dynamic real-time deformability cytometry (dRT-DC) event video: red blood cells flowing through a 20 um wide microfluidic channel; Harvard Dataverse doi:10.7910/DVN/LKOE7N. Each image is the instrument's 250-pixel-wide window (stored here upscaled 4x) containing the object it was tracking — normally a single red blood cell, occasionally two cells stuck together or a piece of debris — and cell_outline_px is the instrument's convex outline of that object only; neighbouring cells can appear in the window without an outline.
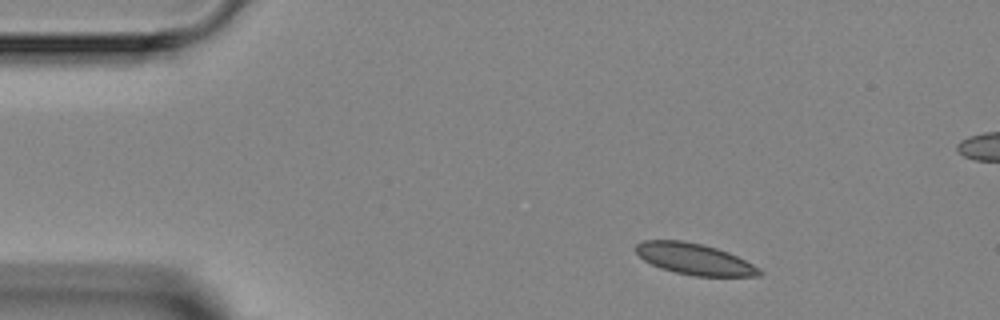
{"species": "Egyptian fruit bat (a non-hibernating species)", "species_latin": "Rousettus aegyptiacus", "temperature_condition": "room temperature", "stored_images_in_passage": 4, "camera_frame_rate_fps": 3000, "um_per_image_px": 0.085, "animal": {"sex": "female"}, "frame": {"image": 1, "passage_image": 1, "time_ms": 0.0, "image_size_px": [1000, 320], "cell_outline_px": [[764, 272], [760, 276], [696, 276], [676, 272], [660, 268], [644, 260], [636, 252], [636, 244], [644, 240], [680, 240], [704, 244], [728, 252], [760, 268]], "centroid_in_image_um": [59.04, 22.01], "position_along_channel_um": 26.0, "area_um2": 22.37}}
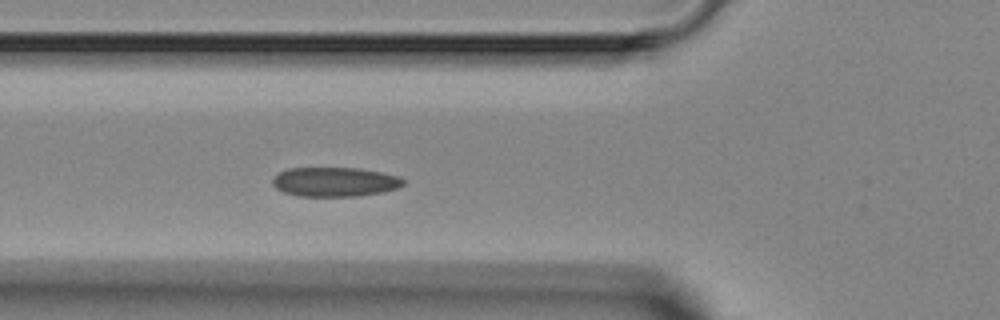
{"frame": {"image": 2, "passage_image": 4, "time_ms": 3.333, "image_size_px": [1000, 320], "cell_outline_px": [[404, 184], [400, 188], [360, 196], [296, 196], [284, 192], [276, 188], [272, 184], [272, 180], [280, 172], [288, 168], [360, 168], [400, 176], [404, 180]], "centroid_in_image_um": [28.48, 15.46], "position_along_channel_um": 97.3, "area_um2": 22.43}}